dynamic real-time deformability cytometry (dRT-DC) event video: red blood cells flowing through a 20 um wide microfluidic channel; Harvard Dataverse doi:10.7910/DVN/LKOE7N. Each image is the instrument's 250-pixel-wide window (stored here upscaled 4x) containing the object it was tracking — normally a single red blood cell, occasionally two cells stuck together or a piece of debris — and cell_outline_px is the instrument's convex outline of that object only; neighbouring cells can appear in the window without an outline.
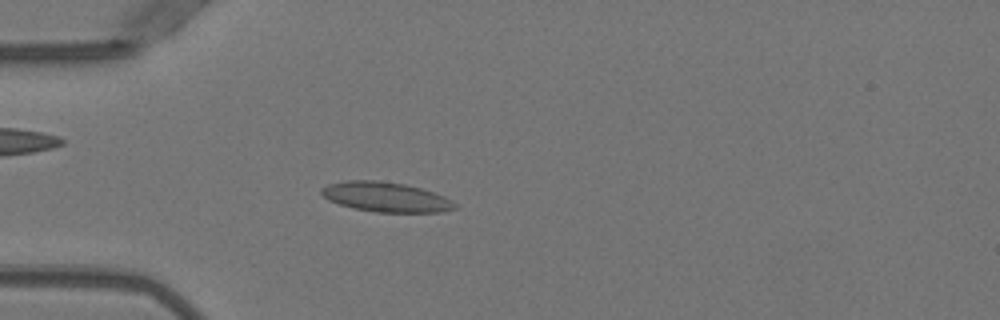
{"species": "Egyptian fruit bat (a non-hibernating species)", "species_latin": "Rousettus aegyptiacus", "temperature_condition": "warm", "stored_images_in_passage": 45, "camera_frame_rate_fps": 3000, "um_per_image_px": 0.085, "animal": {"sex": "female"}, "frame": {"image": 1, "passage_image": 9, "time_ms": 2.667, "image_size_px": [1000, 320], "cell_outline_px": [[456, 208], [440, 212], [376, 212], [352, 208], [328, 200], [320, 192], [320, 188], [328, 184], [348, 180], [376, 180], [404, 184], [420, 188], [444, 196], [452, 200], [456, 204]], "centroid_in_image_um": [32.77, 16.74], "position_along_channel_um": 52.2, "area_um2": 23.06}}
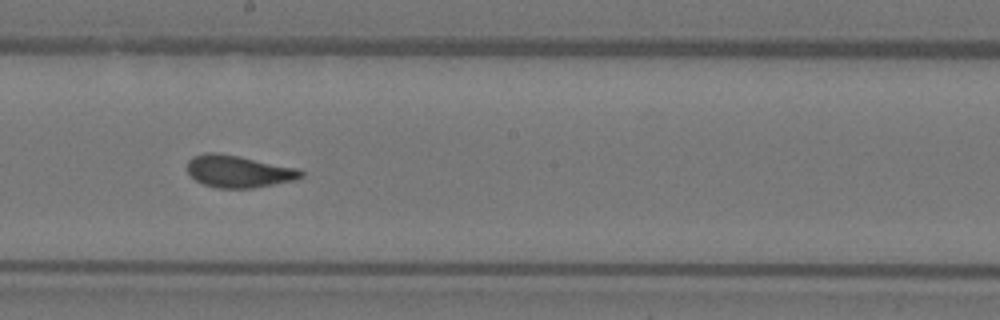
{"frame": {"image": 2, "passage_image": 23, "time_ms": 7.333, "image_size_px": [1000, 320], "cell_outline_px": [[304, 176], [296, 180], [252, 188], [216, 188], [204, 184], [196, 180], [188, 172], [188, 160], [192, 156], [204, 152], [216, 152], [240, 156], [300, 168], [304, 172]], "centroid_in_image_um": [20.31, 14.55], "position_along_channel_um": 227.9, "area_um2": 21.56}}
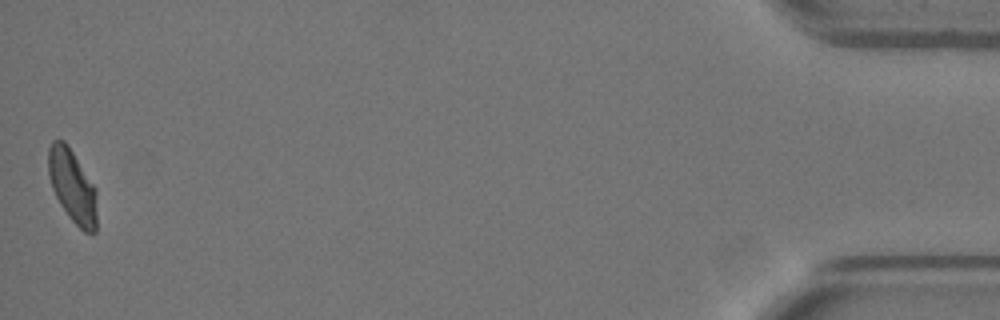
{"frame": {"image": 3, "passage_image": 45, "time_ms": 14.667, "image_size_px": [1000, 320], "cell_outline_px": [[96, 232], [84, 232], [68, 216], [60, 204], [52, 188], [48, 176], [48, 148], [52, 140], [64, 140], [96, 188]], "centroid_in_image_um": [6.14, 15.82], "position_along_channel_um": 429.1, "area_um2": 20.52}, "authors_computed_cell_mechanics": {"area_um2": 21.5594, "velocity_mm_per_s": 3.9918, "shape_relaxation_time_tau1_ms": 7.5231, "shape_relaxation_time_tau2_ms": null, "deformation_change_tau1": 0.1967, "deformation_change_tau2": null}}